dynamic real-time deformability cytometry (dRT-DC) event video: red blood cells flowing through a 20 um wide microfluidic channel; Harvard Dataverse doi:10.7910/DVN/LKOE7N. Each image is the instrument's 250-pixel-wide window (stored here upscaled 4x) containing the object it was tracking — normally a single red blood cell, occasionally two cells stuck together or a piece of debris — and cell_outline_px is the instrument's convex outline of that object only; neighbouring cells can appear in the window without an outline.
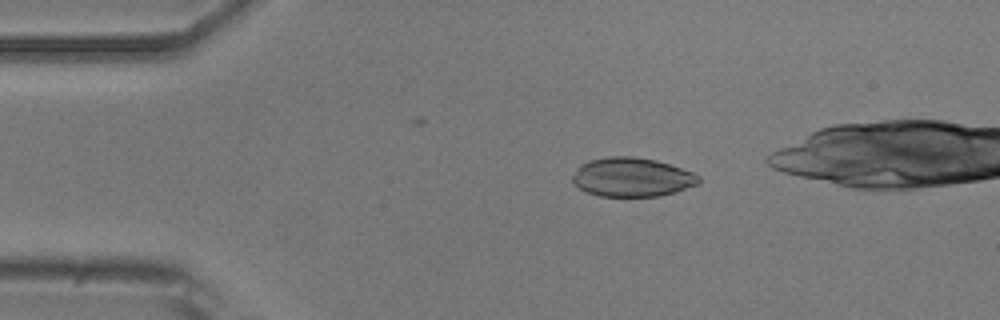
{"species": "common noctule bat (a hibernating species)", "species_latin": "Nyctalus noctula", "temperature_condition": "room temperature", "stored_images_in_passage": 6, "camera_frame_rate_fps": 3000, "um_per_image_px": 0.085, "animal": {"sex": "male", "body_mass_g": 20.5, "forearm_length_mm": 52.5}, "frame": {"image": 1, "passage_image": 3, "time_ms": 2.333, "image_size_px": [1000, 320], "cell_outline_px": [[700, 184], [676, 192], [660, 196], [600, 196], [588, 192], [572, 184], [572, 176], [580, 164], [588, 160], [608, 156], [632, 156], [656, 160], [692, 172], [700, 176]], "centroid_in_image_um": [53.71, 15.06], "position_along_channel_um": 31.3, "area_um2": 28.84}}
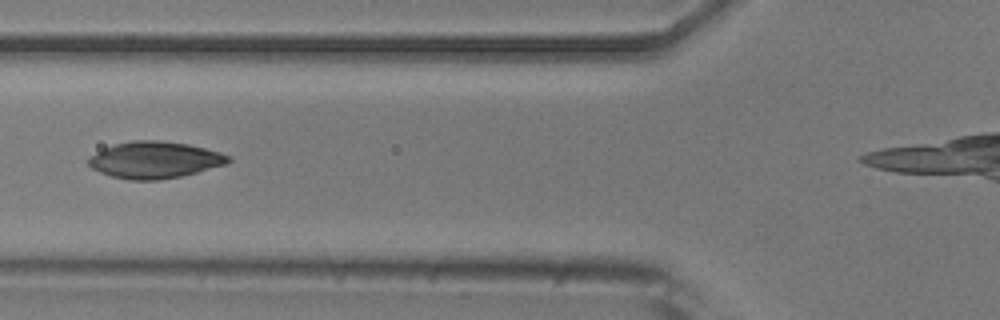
{"frame": {"image": 2, "passage_image": 6, "time_ms": 5.667, "image_size_px": [1000, 320], "cell_outline_px": [[232, 160], [228, 164], [180, 176], [160, 180], [128, 180], [112, 176], [100, 172], [92, 168], [88, 164], [88, 160], [92, 156], [104, 148], [116, 144], [132, 140], [160, 140], [188, 144], [220, 152], [228, 156]], "centroid_in_image_um": [13.17, 13.59], "position_along_channel_um": 112.6, "area_um2": 29.71}}